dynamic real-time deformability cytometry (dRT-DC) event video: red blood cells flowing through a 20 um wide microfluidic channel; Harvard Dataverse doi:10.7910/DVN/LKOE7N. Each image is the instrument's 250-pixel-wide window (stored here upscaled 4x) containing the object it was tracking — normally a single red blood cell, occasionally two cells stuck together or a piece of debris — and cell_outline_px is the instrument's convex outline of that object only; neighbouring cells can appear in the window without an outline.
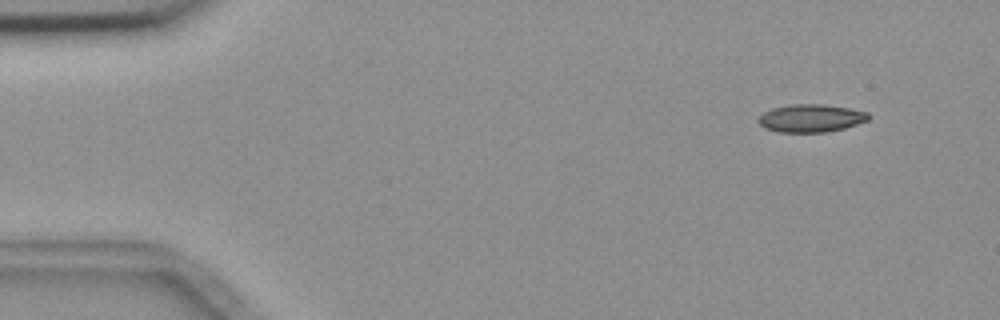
{"species": "common noctule bat (a hibernating species)", "species_latin": "Nyctalus noctula", "temperature_condition": "room temperature", "stored_images_in_passage": 4, "camera_frame_rate_fps": 3000, "um_per_image_px": 0.085, "animal": {"sex": "female", "body_mass_g": 18.4}, "frame": {"image": 1, "passage_image": 1, "time_ms": 0.0, "image_size_px": [1000, 320], "cell_outline_px": [[868, 120], [844, 128], [824, 132], [776, 132], [764, 128], [756, 120], [764, 112], [772, 108], [792, 104], [824, 104], [848, 108], [868, 112]], "centroid_in_image_um": [68.88, 10.04], "position_along_channel_um": 16.1, "area_um2": 17.8}}
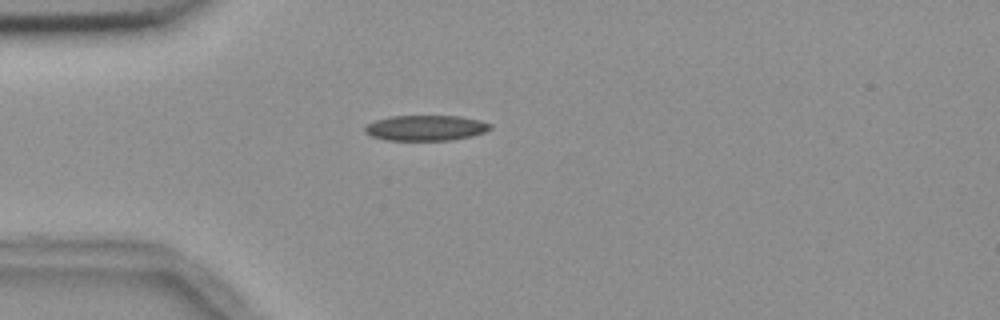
{"frame": {"image": 2, "passage_image": 4, "time_ms": 3.333, "image_size_px": [1000, 320], "cell_outline_px": [[492, 128], [484, 132], [472, 136], [452, 140], [388, 140], [372, 136], [364, 132], [364, 128], [368, 124], [376, 120], [388, 116], [460, 116], [480, 120], [492, 124]], "centroid_in_image_um": [36.21, 10.87], "position_along_channel_um": 48.8, "area_um2": 18.61}}